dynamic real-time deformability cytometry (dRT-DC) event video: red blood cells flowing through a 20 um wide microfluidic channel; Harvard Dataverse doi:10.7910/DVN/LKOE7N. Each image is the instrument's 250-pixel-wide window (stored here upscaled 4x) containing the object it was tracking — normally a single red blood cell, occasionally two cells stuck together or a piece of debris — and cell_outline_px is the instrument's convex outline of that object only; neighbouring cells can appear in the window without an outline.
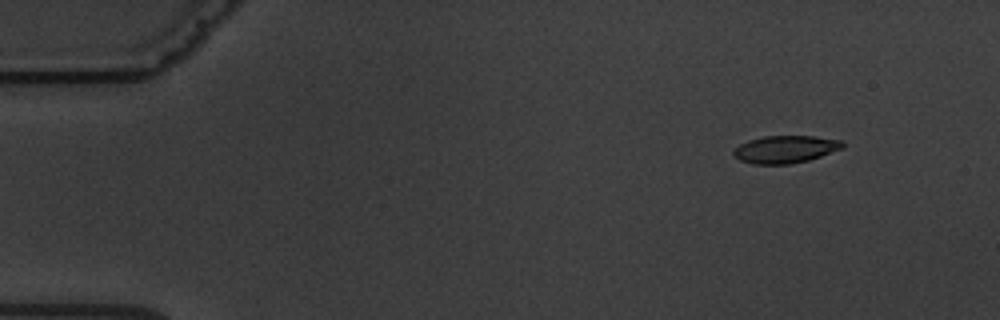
{"species": "common noctule bat (a hibernating species)", "species_latin": "Nyctalus noctula", "temperature_condition": "warm", "stored_images_in_passage": 11, "camera_frame_rate_fps": 3000, "um_per_image_px": 0.085, "animal": {"sex": "male", "body_mass_g": 19.5, "forearm_length_mm": 54.6}, "frame": {"image": 1, "passage_image": 2, "time_ms": 1.667, "image_size_px": [1000, 320], "cell_outline_px": [[844, 148], [808, 160], [788, 164], [752, 164], [740, 160], [732, 152], [740, 144], [748, 140], [764, 136], [816, 136], [840, 140], [844, 144]], "centroid_in_image_um": [66.76, 12.68], "position_along_channel_um": 18.2, "area_um2": 17.34}}
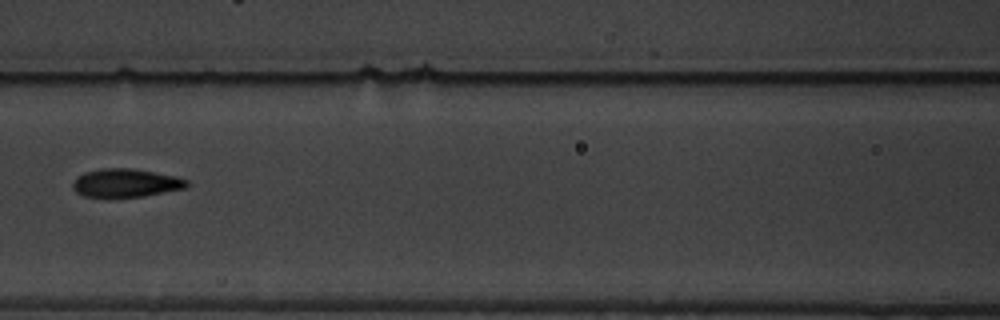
{"frame": {"image": 2, "passage_image": 7, "time_ms": 8.333, "image_size_px": [1000, 320], "cell_outline_px": [[188, 184], [184, 188], [144, 196], [108, 200], [84, 196], [76, 192], [72, 188], [72, 184], [76, 176], [84, 172], [100, 168], [132, 168], [176, 176], [188, 180]], "centroid_in_image_um": [10.61, 15.58], "position_along_channel_um": 156.0, "area_um2": 19.54}}
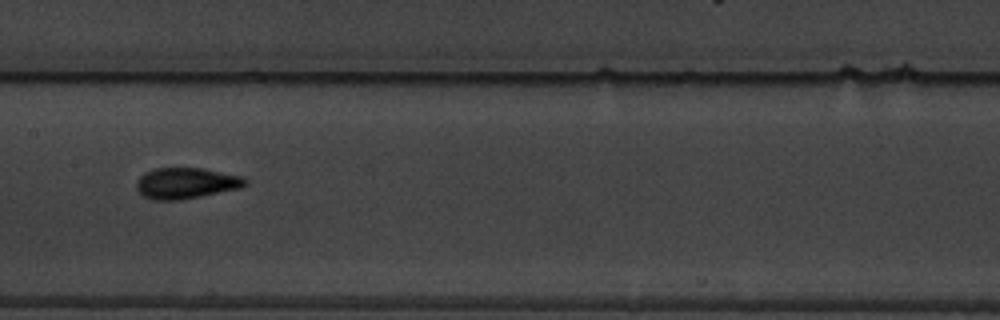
{"frame": {"image": 3, "passage_image": 8, "time_ms": 9.333, "image_size_px": [1000, 320], "cell_outline_px": [[248, 184], [240, 188], [200, 196], [176, 200], [156, 200], [144, 196], [136, 188], [136, 180], [144, 172], [156, 168], [200, 168], [244, 176], [248, 180]], "centroid_in_image_um": [15.83, 15.56], "position_along_channel_um": 191.6, "area_um2": 19.59}}